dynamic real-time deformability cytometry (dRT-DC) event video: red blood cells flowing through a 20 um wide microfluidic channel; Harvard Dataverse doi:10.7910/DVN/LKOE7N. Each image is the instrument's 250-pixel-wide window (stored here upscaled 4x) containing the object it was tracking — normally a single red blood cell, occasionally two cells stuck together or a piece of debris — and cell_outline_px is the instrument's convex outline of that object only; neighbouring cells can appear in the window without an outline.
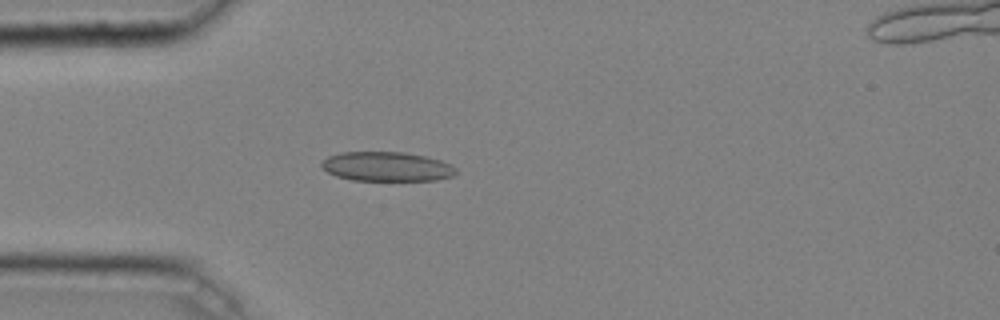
{"species": "common noctule bat (a hibernating species)", "species_latin": "Nyctalus noctula", "temperature_condition": "cold", "stored_images_in_passage": 37, "camera_frame_rate_fps": 3000, "um_per_image_px": 0.085, "animal": {"sex": "male", "body_mass_g": 20.4}, "frame": {"image": 1, "passage_image": 4, "time_ms": 1.0, "image_size_px": [1000, 320], "cell_outline_px": [[456, 172], [452, 176], [436, 180], [352, 180], [336, 176], [328, 172], [320, 164], [328, 156], [340, 152], [404, 152], [424, 156], [440, 160], [452, 164], [456, 168]], "centroid_in_image_um": [32.88, 14.15], "position_along_channel_um": 52.1, "area_um2": 22.95}}
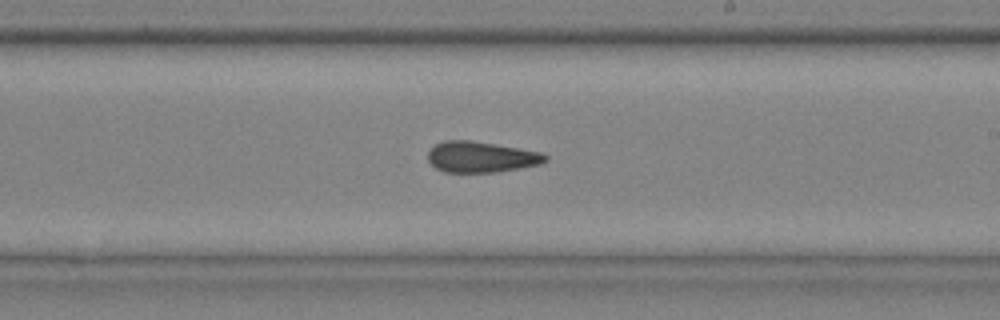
{"frame": {"image": 2, "passage_image": 19, "time_ms": 6.0, "image_size_px": [1000, 320], "cell_outline_px": [[548, 160], [540, 164], [520, 168], [496, 172], [444, 172], [436, 168], [428, 160], [428, 152], [436, 144], [444, 140], [468, 140], [540, 152], [548, 156]], "centroid_in_image_um": [40.88, 13.35], "position_along_channel_um": 248.1, "area_um2": 20.87}}
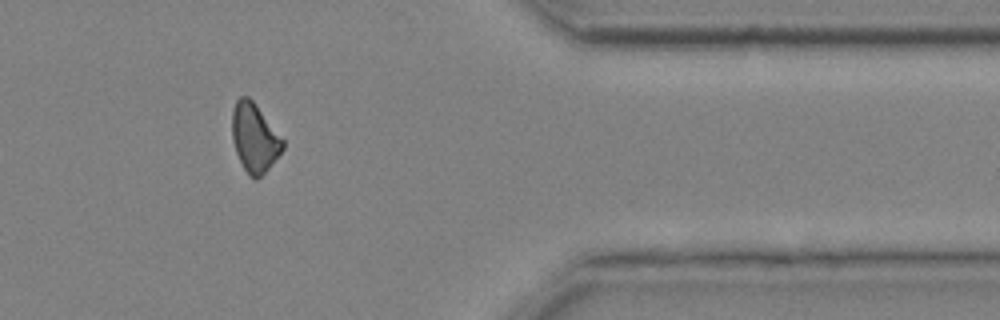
{"frame": {"image": 3, "passage_image": 31, "time_ms": 10.0, "image_size_px": [1000, 320], "cell_outline_px": [[284, 148], [268, 168], [256, 180], [244, 168], [236, 152], [232, 140], [232, 112], [236, 100], [240, 96], [248, 96], [252, 100], [284, 140]], "centroid_in_image_um": [21.62, 11.68], "position_along_channel_um": 389.8, "area_um2": 19.88}, "authors_computed_cell_mechanics": {"area_um2": 21.097, "velocity_mm_per_s": 4.0695, "shape_relaxation_time_tau1_ms": null, "shape_relaxation_time_tau2_ms": 4.1362, "deformation_change_tau1": null, "deformation_change_tau2": 0.1196}}